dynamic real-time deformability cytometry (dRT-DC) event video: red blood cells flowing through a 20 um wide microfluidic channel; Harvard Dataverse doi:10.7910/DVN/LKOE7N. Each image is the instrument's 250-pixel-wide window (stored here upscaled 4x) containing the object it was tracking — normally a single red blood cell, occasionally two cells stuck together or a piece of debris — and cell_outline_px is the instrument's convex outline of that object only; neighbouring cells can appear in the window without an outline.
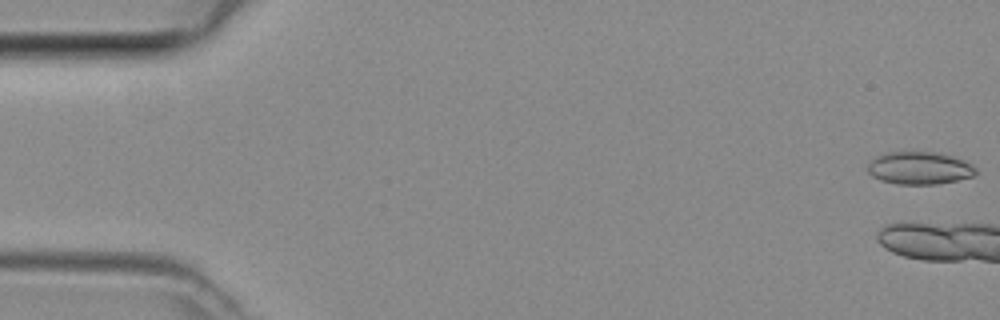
{"species": "common noctule bat (a hibernating species)", "species_latin": "Nyctalus noctula", "temperature_condition": "room temperature", "stored_images_in_passage": 7, "camera_frame_rate_fps": 3000, "um_per_image_px": 0.085, "animal": {"sex": "female", "body_mass_g": 29.2, "forearm_length_mm": 56.3}, "frame": {"image": 1, "passage_image": 1, "time_ms": 0.0, "image_size_px": [1000, 320], "cell_outline_px": [[976, 172], [972, 176], [956, 180], [936, 184], [896, 184], [880, 180], [872, 176], [868, 172], [868, 164], [876, 156], [884, 152], [912, 148], [936, 152], [952, 156], [964, 160], [972, 164], [976, 168]], "centroid_in_image_um": [78.11, 14.23], "position_along_channel_um": 6.9, "area_um2": 21.27}}